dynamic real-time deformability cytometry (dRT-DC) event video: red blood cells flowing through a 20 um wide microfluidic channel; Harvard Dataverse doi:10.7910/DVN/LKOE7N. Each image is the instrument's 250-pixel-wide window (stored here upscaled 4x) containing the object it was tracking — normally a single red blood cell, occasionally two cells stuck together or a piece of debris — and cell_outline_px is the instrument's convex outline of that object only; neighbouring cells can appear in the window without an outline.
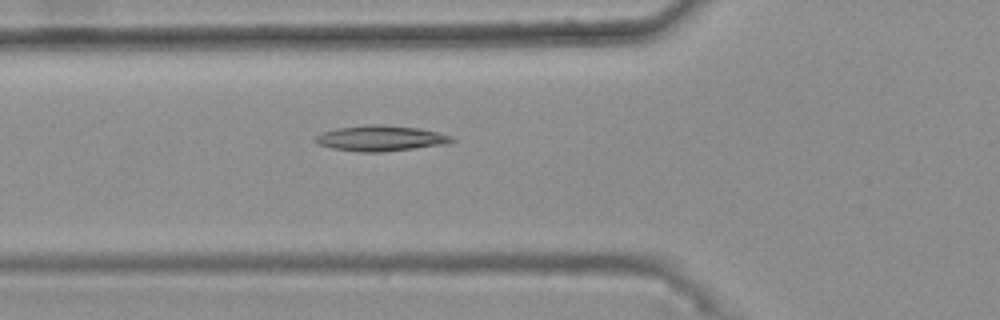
{"species": "common noctule bat (a hibernating species)", "species_latin": "Nyctalus noctula", "temperature_condition": "warm", "stored_images_in_passage": 49, "camera_frame_rate_fps": 3000, "um_per_image_px": 0.085, "animal": {"sex": "female", "body_mass_g": 25.1}, "frame": {"image": 1, "passage_image": 19, "time_ms": 6.0, "image_size_px": [1000, 320], "cell_outline_px": [[456, 140], [448, 144], [380, 152], [360, 152], [332, 148], [320, 144], [312, 140], [320, 132], [336, 128], [368, 124], [384, 124], [416, 128], [436, 132], [452, 136]], "centroid_in_image_um": [32.33, 11.75], "position_along_channel_um": 93.5, "area_um2": 20.35}}
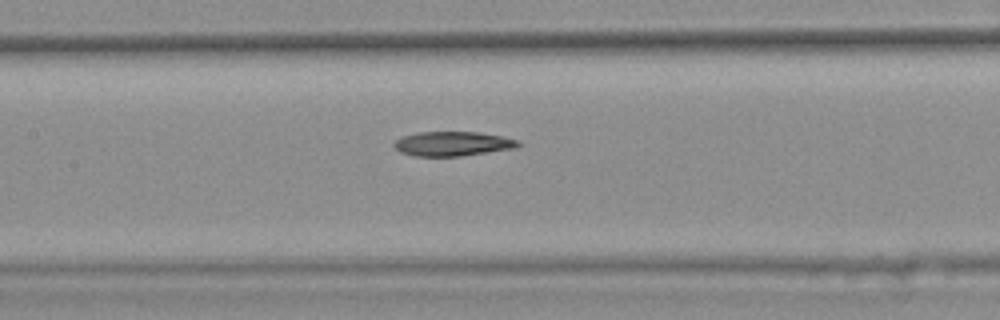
{"frame": {"image": 2, "passage_image": 25, "time_ms": 8.0, "image_size_px": [1000, 320], "cell_outline_px": [[524, 144], [516, 148], [460, 156], [416, 156], [400, 152], [392, 144], [396, 140], [404, 136], [416, 132], [476, 132], [500, 136], [520, 140]], "centroid_in_image_um": [38.51, 12.22], "position_along_channel_um": 168.9, "area_um2": 17.69}}
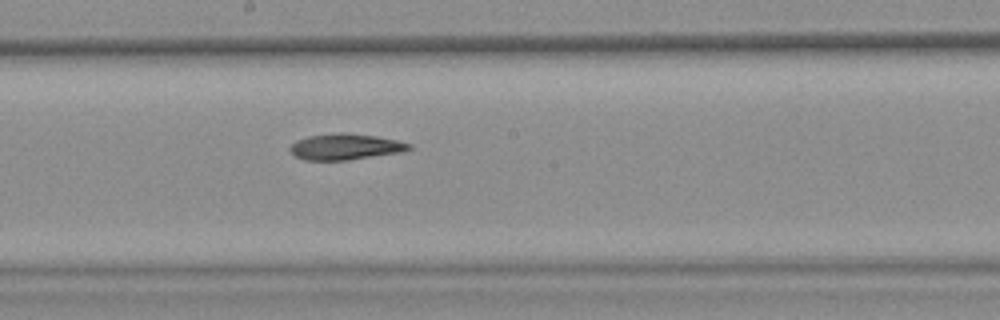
{"frame": {"image": 3, "passage_image": 29, "time_ms": 9.333, "image_size_px": [1000, 320], "cell_outline_px": [[412, 148], [404, 152], [344, 160], [304, 160], [288, 152], [288, 148], [296, 140], [308, 136], [340, 132], [348, 132], [376, 136], [396, 140], [412, 144]], "centroid_in_image_um": [29.34, 12.46], "position_along_channel_um": 218.9, "area_um2": 18.21}, "authors_computed_cell_mechanics": {"area_um2": 18.6694, "velocity_mm_per_s": 3.7612, "shape_relaxation_time_tau1_ms": null, "shape_relaxation_time_tau2_ms": 4.7126, "deformation_change_tau1": null, "deformation_change_tau2": 0.1202}}